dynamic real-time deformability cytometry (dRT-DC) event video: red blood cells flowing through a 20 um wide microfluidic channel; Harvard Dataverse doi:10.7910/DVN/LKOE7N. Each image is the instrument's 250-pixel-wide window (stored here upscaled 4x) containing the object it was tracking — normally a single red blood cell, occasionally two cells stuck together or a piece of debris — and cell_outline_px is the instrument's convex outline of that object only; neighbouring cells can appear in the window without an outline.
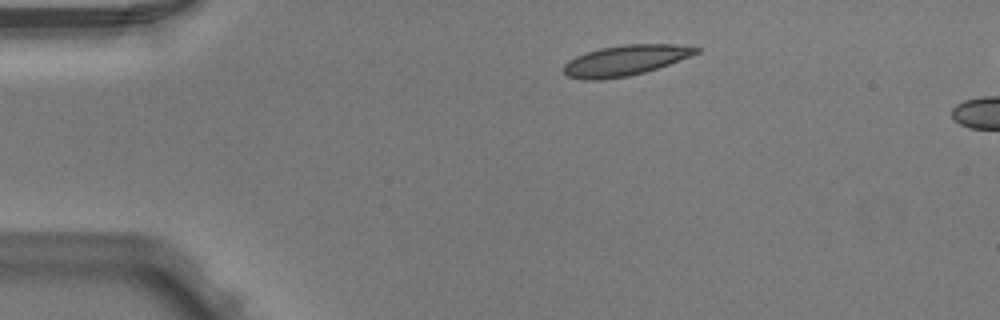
{"species": "Egyptian fruit bat (a non-hibernating species)", "species_latin": "Rousettus aegyptiacus", "temperature_condition": "warm", "stored_images_in_passage": 4, "camera_frame_rate_fps": 3000, "um_per_image_px": 0.085, "animal": {"sex": "male"}, "frame": {"image": 1, "passage_image": 4, "time_ms": 1.0, "image_size_px": [1000, 320], "cell_outline_px": [[700, 52], [668, 64], [644, 72], [628, 76], [600, 80], [584, 80], [568, 76], [564, 72], [564, 64], [568, 60], [576, 56], [600, 48], [624, 44], [676, 44], [700, 48]], "centroid_in_image_um": [53.12, 5.13], "position_along_channel_um": 31.9, "area_um2": 23.29}}